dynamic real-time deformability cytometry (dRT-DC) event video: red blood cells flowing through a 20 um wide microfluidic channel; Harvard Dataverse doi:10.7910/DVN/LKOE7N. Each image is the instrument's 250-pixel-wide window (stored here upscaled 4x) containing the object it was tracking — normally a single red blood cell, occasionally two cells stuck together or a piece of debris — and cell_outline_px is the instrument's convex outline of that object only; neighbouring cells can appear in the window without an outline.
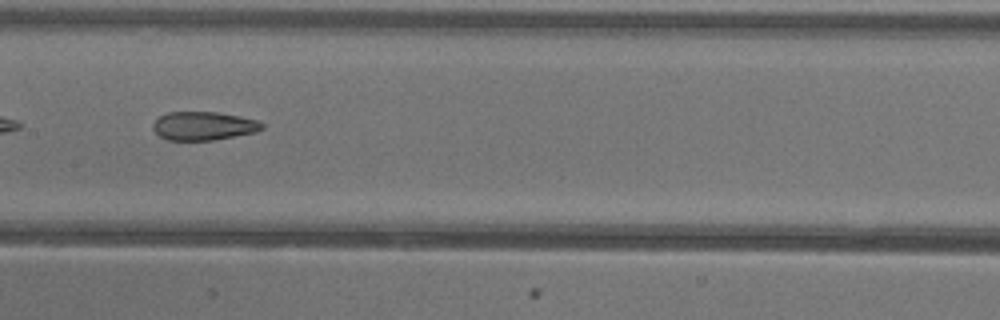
{"species": "common noctule bat (a hibernating species)", "species_latin": "Nyctalus noctula", "temperature_condition": "warm", "stored_images_in_passage": 37, "camera_frame_rate_fps": 3000, "um_per_image_px": 0.085, "animal": {"sex": "female"}, "frame": {"image": 1, "passage_image": 11, "time_ms": 3.333, "image_size_px": [1000, 320], "cell_outline_px": [[264, 128], [256, 132], [212, 140], [168, 140], [160, 136], [152, 128], [152, 124], [160, 116], [168, 112], [216, 112], [240, 116], [256, 120], [264, 124]], "centroid_in_image_um": [17.3, 10.7], "position_along_channel_um": 190.1, "area_um2": 18.03}, "authors_computed_cell_mechanics": {"area_um2": 19.363, "velocity_mm_per_s": 3.9565, "shape_relaxation_time_tau1_ms": null, "shape_relaxation_time_tau2_ms": 2.2951, "deformation_change_tau1": null, "deformation_change_tau2": 0.1099}}